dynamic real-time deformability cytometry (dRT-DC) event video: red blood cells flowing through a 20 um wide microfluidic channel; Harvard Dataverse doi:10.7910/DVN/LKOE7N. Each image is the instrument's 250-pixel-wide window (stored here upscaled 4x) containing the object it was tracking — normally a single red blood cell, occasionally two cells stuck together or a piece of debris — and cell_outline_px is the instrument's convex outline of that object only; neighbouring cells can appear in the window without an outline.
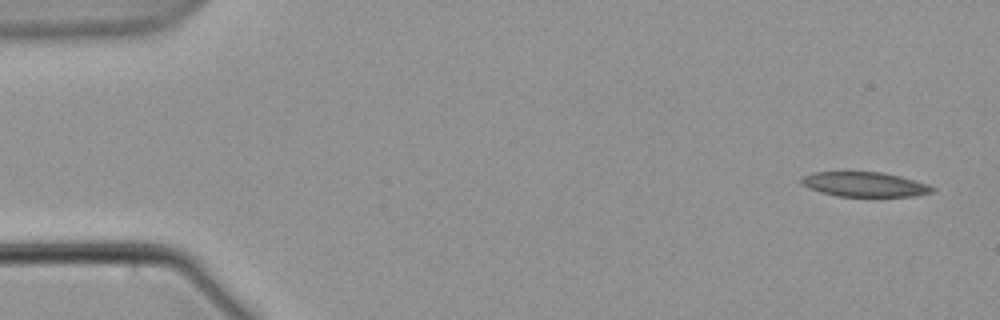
{"species": "common noctule bat (a hibernating species)", "species_latin": "Nyctalus noctula", "temperature_condition": "warm", "stored_images_in_passage": 6, "camera_frame_rate_fps": 3000, "um_per_image_px": 0.085, "animal": {"sex": "male", "body_mass_g": 21.5, "forearm_length_mm": 52.0}, "frame": {"image": 1, "passage_image": 6, "time_ms": 7.0, "image_size_px": [1000, 320], "cell_outline_px": [[936, 192], [916, 196], [836, 196], [820, 192], [808, 188], [800, 180], [800, 176], [812, 172], [880, 172], [900, 176], [928, 184], [936, 188]], "centroid_in_image_um": [73.51, 15.67], "position_along_channel_um": 11.5, "area_um2": 18.96}}